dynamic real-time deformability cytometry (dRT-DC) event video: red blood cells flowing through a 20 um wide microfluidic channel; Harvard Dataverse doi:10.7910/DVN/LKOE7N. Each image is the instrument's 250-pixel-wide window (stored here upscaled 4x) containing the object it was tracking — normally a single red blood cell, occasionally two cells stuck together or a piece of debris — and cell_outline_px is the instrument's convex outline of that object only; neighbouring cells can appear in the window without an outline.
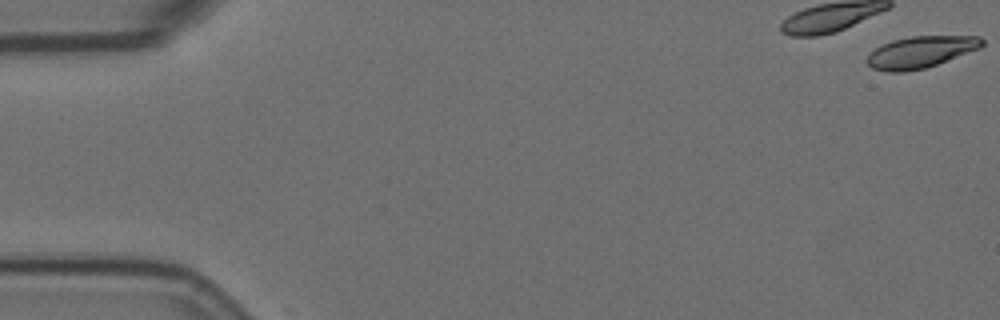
{"species": "Egyptian fruit bat (a non-hibernating species)", "species_latin": "Rousettus aegyptiacus", "temperature_condition": "room temperature", "stored_images_in_passage": 19, "camera_frame_rate_fps": 3000, "um_per_image_px": 0.085, "animal": {"sex": "female"}, "frame": {"image": 1, "passage_image": 1, "time_ms": 0.0, "image_size_px": [1000, 320], "cell_outline_px": [[984, 44], [980, 48], [936, 64], [924, 68], [904, 72], [888, 72], [872, 68], [864, 60], [876, 48], [892, 40], [912, 36], [980, 36], [984, 40]], "centroid_in_image_um": [78.25, 4.42], "position_along_channel_um": 6.8, "area_um2": 21.04}}